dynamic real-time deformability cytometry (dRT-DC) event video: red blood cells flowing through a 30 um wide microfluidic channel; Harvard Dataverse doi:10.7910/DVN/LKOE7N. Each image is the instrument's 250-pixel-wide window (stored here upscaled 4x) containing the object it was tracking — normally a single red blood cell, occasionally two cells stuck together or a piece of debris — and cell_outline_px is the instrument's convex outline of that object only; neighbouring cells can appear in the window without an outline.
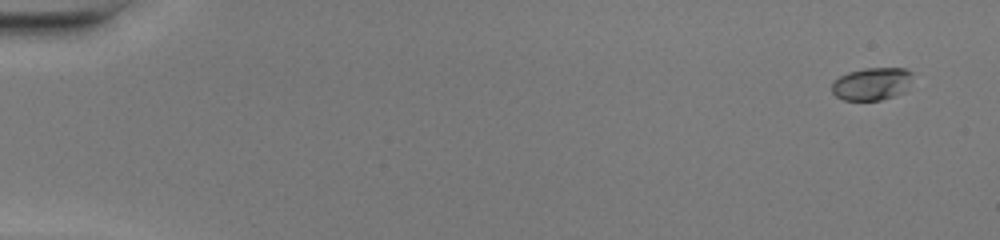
{"species": "common noctule bat (a hibernating species)", "species_latin": "Nyctalus noctula", "temperature_condition": "warm", "stored_images_in_passage": 50, "camera_frame_rate_fps": 3000, "um_per_image_px": 0.085, "animal": {"sex": "female", "body_mass_g": 20.0, "forearm_length_mm": 54.0}, "frame": {"image": 1, "passage_image": 3, "time_ms": 0.667, "image_size_px": [1000, 240], "cell_outline_px": [[912, 72], [904, 92], [880, 100], [844, 100], [836, 96], [832, 92], [832, 84], [840, 76], [848, 72], [864, 68], [904, 68]], "centroid_in_image_um": [74.07, 7.12], "position_along_channel_um": 10.9, "area_um2": 15.09}}
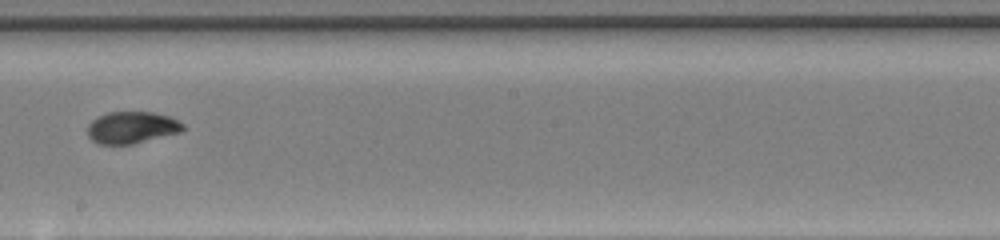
{"frame": {"image": 2, "passage_image": 30, "time_ms": 9.667, "image_size_px": [1000, 240], "cell_outline_px": [[184, 128], [180, 132], [132, 144], [100, 144], [92, 140], [88, 136], [88, 124], [96, 116], [108, 112], [152, 112], [168, 116], [184, 124]], "centroid_in_image_um": [11.17, 10.83], "position_along_channel_um": 237.0, "area_um2": 17.63}}
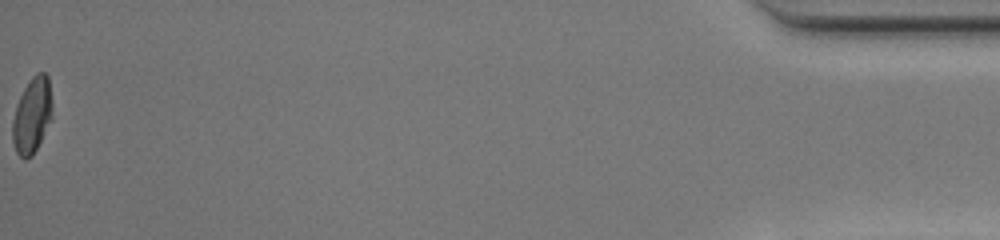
{"frame": {"image": 3, "passage_image": 50, "time_ms": 16.333, "image_size_px": [1000, 240], "cell_outline_px": [[52, 104], [48, 120], [40, 140], [32, 156], [24, 160], [16, 152], [12, 140], [12, 120], [16, 104], [24, 88], [32, 76], [36, 72], [44, 72], [48, 76], [52, 100]], "centroid_in_image_um": [2.68, 9.77], "position_along_channel_um": 432.5, "area_um2": 17.17}, "authors_computed_cell_mechanics": {"area_um2": 17.6001, "velocity_mm_per_s": 4.3139, "shape_relaxation_time_tau1_ms": 6.8088, "shape_relaxation_time_tau2_ms": 1.0924, "deformation_change_tau1": 0.2442, "deformation_change_tau2": 0.0595}}